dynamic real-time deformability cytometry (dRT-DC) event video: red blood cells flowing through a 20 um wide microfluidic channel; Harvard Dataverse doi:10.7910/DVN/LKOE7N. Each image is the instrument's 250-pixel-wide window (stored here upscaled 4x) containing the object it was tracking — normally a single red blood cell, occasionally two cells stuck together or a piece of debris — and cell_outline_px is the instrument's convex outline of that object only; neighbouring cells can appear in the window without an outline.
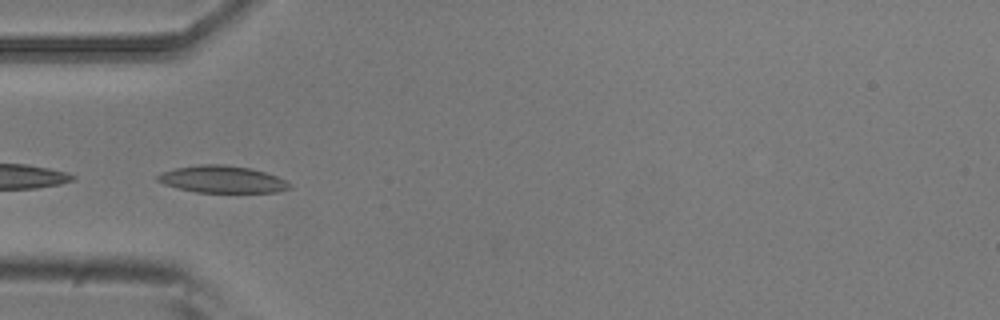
{"species": "common noctule bat (a hibernating species)", "species_latin": "Nyctalus noctula", "temperature_condition": "room temperature", "stored_images_in_passage": 6, "camera_frame_rate_fps": 3000, "um_per_image_px": 0.085, "animal": {"sex": "male", "body_mass_g": 20.5, "forearm_length_mm": 52.5}, "frame": {"image": 1, "passage_image": 5, "time_ms": 1.333, "image_size_px": [1000, 320], "cell_outline_px": [[292, 188], [276, 192], [196, 192], [164, 184], [156, 180], [156, 176], [160, 172], [176, 168], [200, 164], [224, 164], [252, 168], [288, 180], [292, 184]], "centroid_in_image_um": [18.92, 15.23], "position_along_channel_um": 66.1, "area_um2": 20.92}}
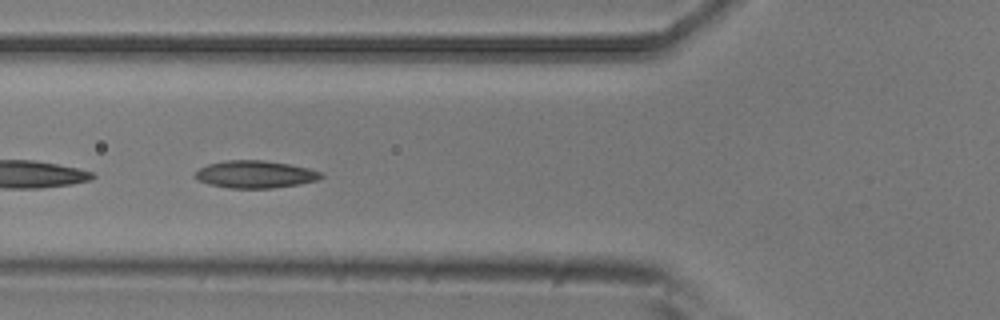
{"frame": {"image": 2, "passage_image": 6, "time_ms": 1.667, "image_size_px": [1000, 320], "cell_outline_px": [[324, 176], [316, 180], [300, 184], [272, 188], [228, 188], [208, 184], [196, 180], [192, 176], [200, 168], [208, 164], [228, 160], [264, 160], [288, 164], [308, 168], [324, 172]], "centroid_in_image_um": [21.68, 14.82], "position_along_channel_um": 104.1, "area_um2": 20.23}}